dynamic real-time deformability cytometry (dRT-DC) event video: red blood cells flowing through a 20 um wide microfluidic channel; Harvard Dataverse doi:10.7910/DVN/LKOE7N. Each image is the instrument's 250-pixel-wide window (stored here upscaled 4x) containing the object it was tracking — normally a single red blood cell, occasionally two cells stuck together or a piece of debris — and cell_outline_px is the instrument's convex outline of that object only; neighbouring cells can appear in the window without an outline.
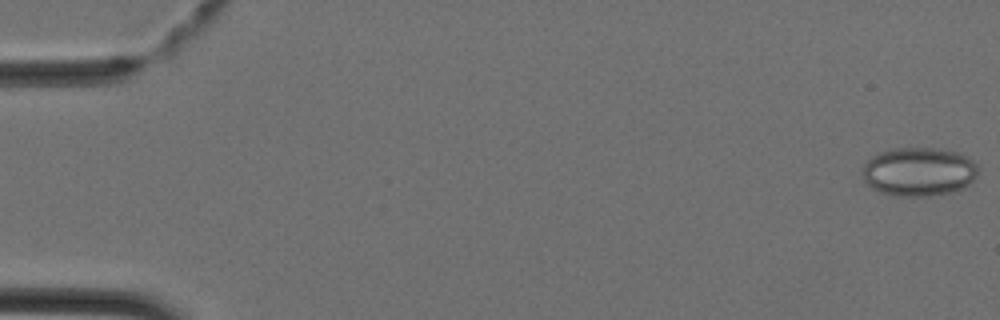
{"species": "Egyptian fruit bat (a non-hibernating species)", "species_latin": "Rousettus aegyptiacus", "temperature_condition": "cold", "stored_images_in_passage": 44, "camera_frame_rate_fps": 3000, "um_per_image_px": 0.085, "animal": {"sex": "female"}, "frame": {"image": 1, "passage_image": 1, "time_ms": 0.0, "image_size_px": [1000, 320], "cell_outline_px": [[980, 168], [976, 176], [968, 184], [952, 192], [928, 196], [896, 196], [880, 192], [872, 188], [864, 180], [864, 164], [872, 156], [880, 152], [896, 148], [936, 148], [956, 152], [968, 156]], "centroid_in_image_um": [78.12, 14.59], "position_along_channel_um": 6.9, "area_um2": 32.77}}
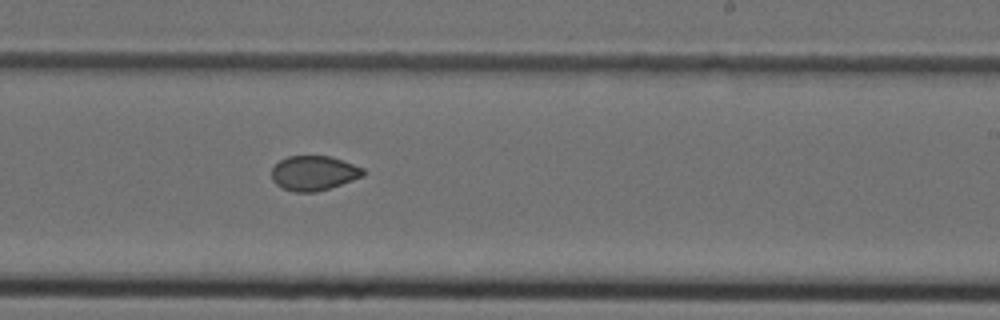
{"frame": {"image": 2, "passage_image": 27, "time_ms": 8.667, "image_size_px": [1000, 320], "cell_outline_px": [[364, 176], [316, 192], [296, 192], [284, 188], [276, 184], [272, 180], [272, 168], [280, 160], [288, 156], [332, 156], [364, 168]], "centroid_in_image_um": [26.67, 14.7], "position_along_channel_um": 262.3, "area_um2": 18.38}}
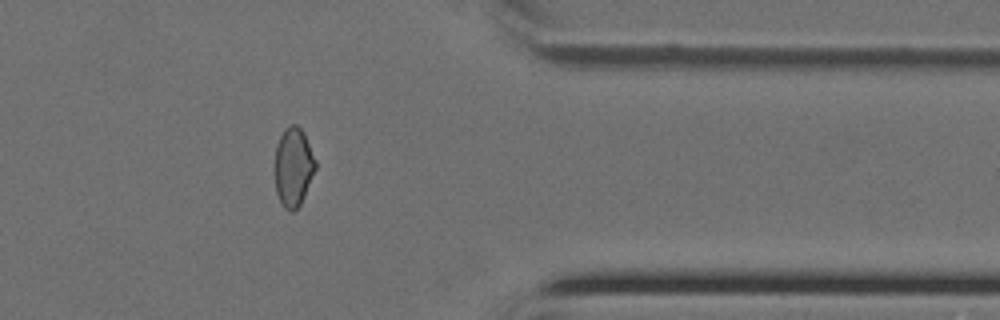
{"frame": {"image": 3, "passage_image": 36, "time_ms": 11.667, "image_size_px": [1000, 320], "cell_outline_px": [[316, 168], [304, 196], [300, 204], [292, 212], [284, 208], [276, 192], [276, 144], [284, 128], [288, 124], [296, 124], [304, 132], [316, 160]], "centroid_in_image_um": [24.95, 14.15], "position_along_channel_um": 386.5, "area_um2": 18.55}}